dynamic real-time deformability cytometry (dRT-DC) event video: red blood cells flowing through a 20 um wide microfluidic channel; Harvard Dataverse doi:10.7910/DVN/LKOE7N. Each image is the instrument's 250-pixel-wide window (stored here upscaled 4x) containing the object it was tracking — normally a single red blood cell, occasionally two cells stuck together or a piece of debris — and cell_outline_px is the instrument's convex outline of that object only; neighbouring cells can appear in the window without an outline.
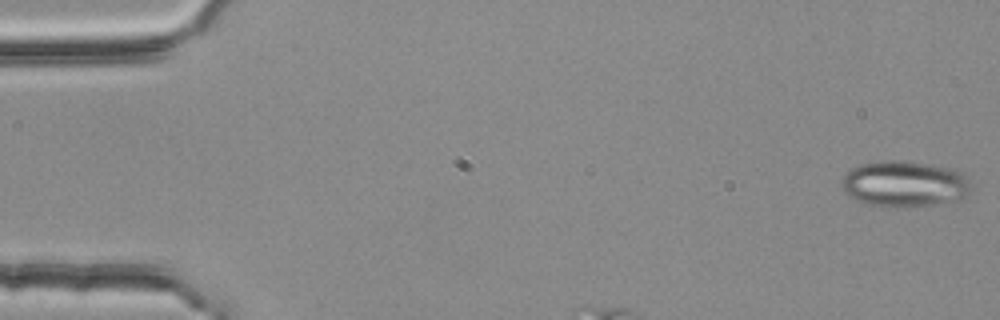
{"species": "common noctule bat (a hibernating species)", "species_latin": "Nyctalus noctula", "temperature_condition": "room temperature", "stored_images_in_passage": 38, "camera_frame_rate_fps": 3000, "um_per_image_px": 0.085, "animal": {"sex": "female", "body_mass_g": 25.1}, "frame": {"image": 1, "passage_image": 1, "time_ms": 0.0, "image_size_px": [1000, 320], "cell_outline_px": [[972, 192], [960, 200], [932, 204], [896, 208], [872, 204], [848, 196], [840, 188], [840, 180], [852, 168], [860, 164], [884, 160], [892, 160], [956, 168], [964, 172], [972, 188]], "centroid_in_image_um": [76.91, 15.63], "position_along_channel_um": 8.1, "area_um2": 34.85}}
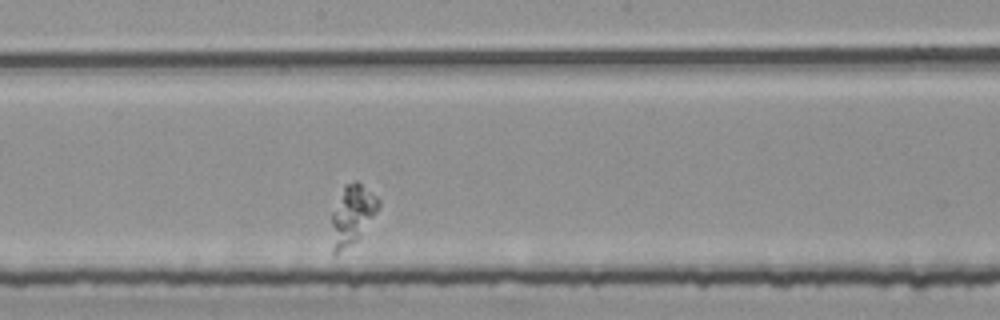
{"frame": {"image": 2, "passage_image": 22, "time_ms": 7.0, "image_size_px": [1000, 320], "cell_outline_px": [[380, 208], [356, 240], [332, 256], [332, 212], [344, 184], [356, 180], [376, 196], [380, 200]], "centroid_in_image_um": [29.93, 18.22], "position_along_channel_um": 218.3, "area_um2": 16.01}}
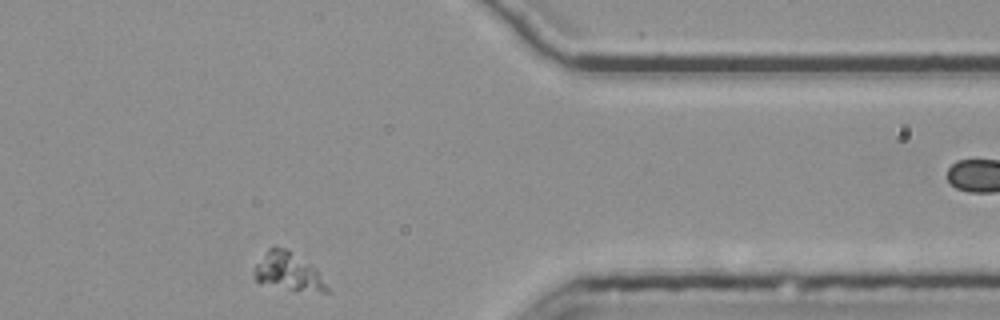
{"frame": {"image": 3, "passage_image": 38, "time_ms": 12.333, "image_size_px": [1000, 320], "cell_outline_px": [[332, 292], [324, 292], [260, 284], [252, 276], [256, 264], [268, 248], [284, 248], [312, 264], [316, 268]], "centroid_in_image_um": [24.5, 23.08], "position_along_channel_um": 386.9, "area_um2": 15.72}}